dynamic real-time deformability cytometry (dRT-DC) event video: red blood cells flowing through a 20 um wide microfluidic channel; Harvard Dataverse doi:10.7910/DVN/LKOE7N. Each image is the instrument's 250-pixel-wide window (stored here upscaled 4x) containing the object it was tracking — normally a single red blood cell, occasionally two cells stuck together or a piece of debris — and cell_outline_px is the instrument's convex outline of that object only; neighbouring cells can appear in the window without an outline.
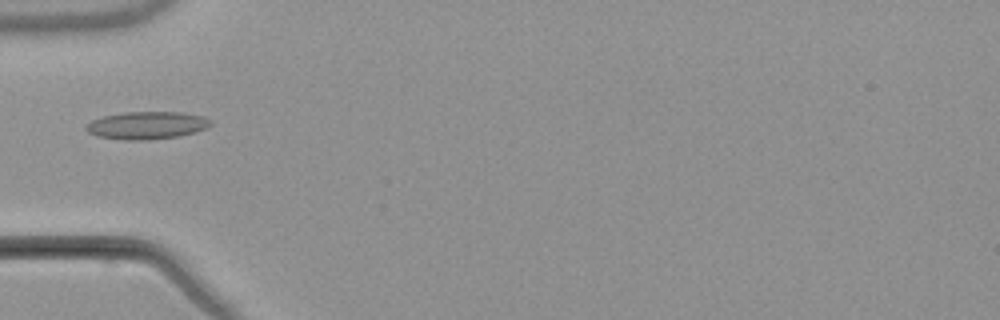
{"species": "common noctule bat (a hibernating species)", "species_latin": "Nyctalus noctula", "temperature_condition": "warm", "stored_images_in_passage": 4, "camera_frame_rate_fps": 3000, "um_per_image_px": 0.085, "animal": {"sex": "male", "body_mass_g": 21.5, "forearm_length_mm": 52.0}, "frame": {"image": 1, "passage_image": 4, "time_ms": 5.333, "image_size_px": [1000, 320], "cell_outline_px": [[212, 124], [196, 132], [180, 136], [148, 140], [124, 140], [96, 136], [88, 132], [84, 128], [84, 124], [92, 120], [104, 116], [124, 112], [180, 112], [204, 116], [212, 120]], "centroid_in_image_um": [12.46, 10.66], "position_along_channel_um": 72.5, "area_um2": 20.23}}